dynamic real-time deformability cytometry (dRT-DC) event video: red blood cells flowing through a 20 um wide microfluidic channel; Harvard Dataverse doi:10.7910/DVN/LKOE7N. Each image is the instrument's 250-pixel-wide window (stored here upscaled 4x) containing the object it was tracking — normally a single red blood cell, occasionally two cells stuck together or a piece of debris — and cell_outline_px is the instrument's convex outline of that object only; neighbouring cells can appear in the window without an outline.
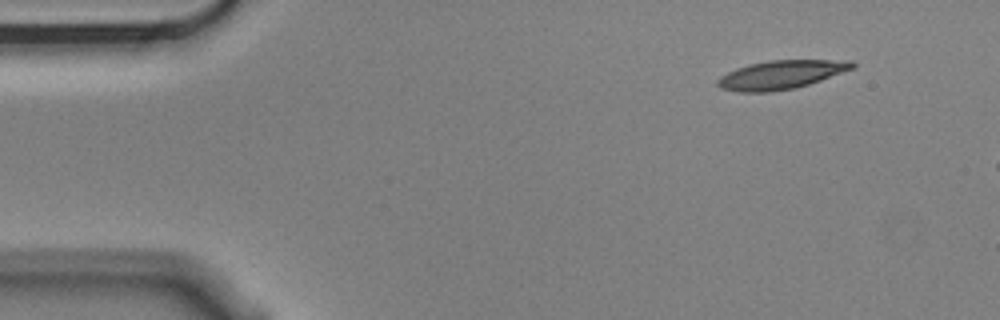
{"species": "Egyptian fruit bat (a non-hibernating species)", "species_latin": "Rousettus aegyptiacus", "temperature_condition": "cold", "stored_images_in_passage": 3, "camera_frame_rate_fps": 3000, "um_per_image_px": 0.085, "animal": {"sex": "male"}, "frame": {"image": 1, "passage_image": 1, "time_ms": 0.0, "image_size_px": [1000, 320], "cell_outline_px": [[856, 68], [796, 88], [768, 92], [736, 92], [720, 88], [716, 84], [716, 80], [720, 76], [736, 68], [748, 64], [768, 60], [852, 60], [856, 64]], "centroid_in_image_um": [66.38, 6.35], "position_along_channel_um": 18.6, "area_um2": 22.72}}